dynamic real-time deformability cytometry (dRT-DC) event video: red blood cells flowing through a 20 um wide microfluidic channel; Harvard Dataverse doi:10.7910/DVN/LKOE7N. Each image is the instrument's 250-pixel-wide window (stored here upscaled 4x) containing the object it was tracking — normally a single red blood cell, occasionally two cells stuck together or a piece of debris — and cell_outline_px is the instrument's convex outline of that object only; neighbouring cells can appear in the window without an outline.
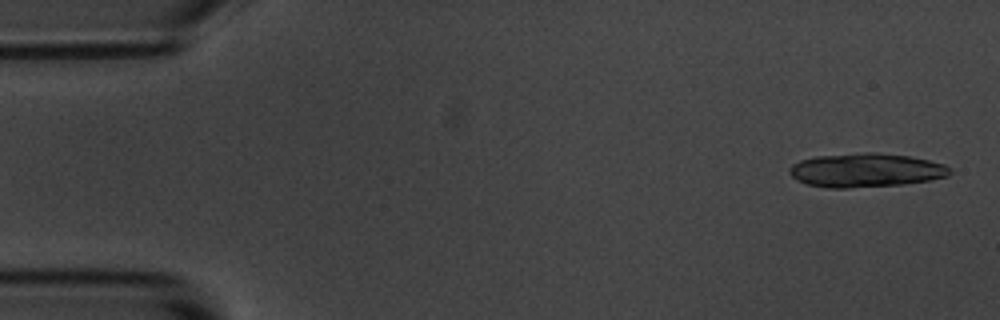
{"species": "common noctule bat (a hibernating species)", "species_latin": "Nyctalus noctula", "temperature_condition": "room temperature", "stored_images_in_passage": 6, "camera_frame_rate_fps": 3000, "um_per_image_px": 0.085, "animal": {"sex": "male", "body_mass_g": 20.1, "forearm_length_mm": 53.5}, "frame": {"image": 1, "passage_image": 1, "time_ms": 0.0, "image_size_px": [1000, 320], "cell_outline_px": [[952, 172], [948, 176], [928, 180], [904, 184], [848, 188], [828, 188], [808, 184], [796, 180], [788, 172], [788, 168], [792, 164], [800, 160], [816, 156], [864, 152], [872, 152], [908, 156], [928, 160], [944, 164]], "centroid_in_image_um": [73.55, 14.47], "position_along_channel_um": 11.4, "area_um2": 31.62}}